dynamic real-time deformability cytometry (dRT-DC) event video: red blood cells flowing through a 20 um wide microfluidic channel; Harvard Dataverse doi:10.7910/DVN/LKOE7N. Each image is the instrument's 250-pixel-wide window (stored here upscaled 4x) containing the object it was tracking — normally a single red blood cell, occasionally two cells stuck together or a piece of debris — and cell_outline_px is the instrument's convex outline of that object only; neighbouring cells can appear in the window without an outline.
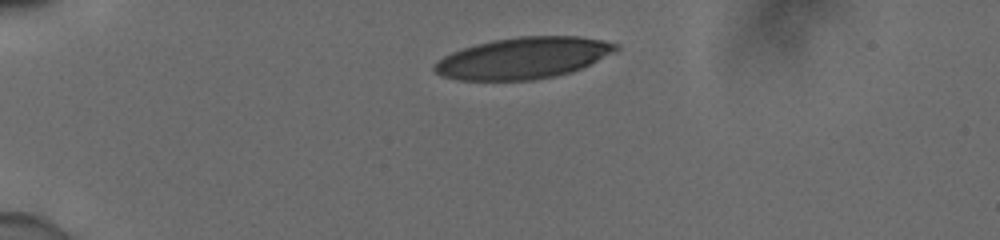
{"species": "human", "species_latin": "Homo sapiens", "temperature_condition": "cold", "stored_images_in_passage": 34, "camera_frame_rate_fps": 3000, "um_per_image_px": 0.085, "donor": {"sex": "male"}, "frame": {"image": 1, "passage_image": 1, "time_ms": 0.0, "image_size_px": [1000, 240], "cell_outline_px": [[620, 48], [572, 72], [556, 76], [532, 80], [460, 80], [444, 76], [436, 72], [432, 68], [444, 56], [452, 52], [476, 44], [496, 40], [520, 36], [576, 36], [600, 40], [616, 44]], "centroid_in_image_um": [44.45, 4.94], "position_along_channel_um": 40.5, "area_um2": 43.0}}
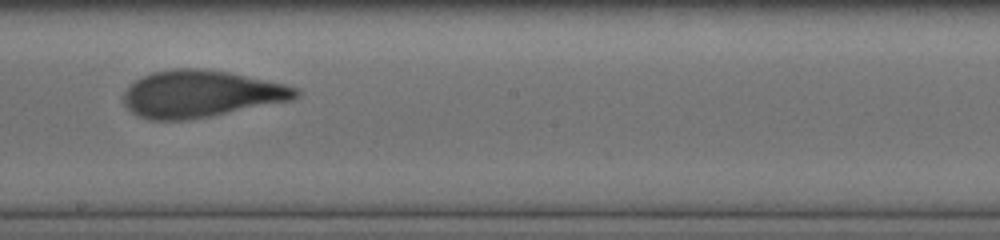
{"frame": {"image": 2, "passage_image": 20, "time_ms": 6.333, "image_size_px": [1000, 240], "cell_outline_px": [[300, 92], [292, 100], [212, 116], [188, 120], [148, 120], [132, 112], [124, 104], [124, 92], [136, 80], [152, 72], [172, 68], [200, 68], [228, 72], [284, 84], [296, 88]], "centroid_in_image_um": [17.06, 7.98], "position_along_channel_um": 231.1, "area_um2": 46.88}}
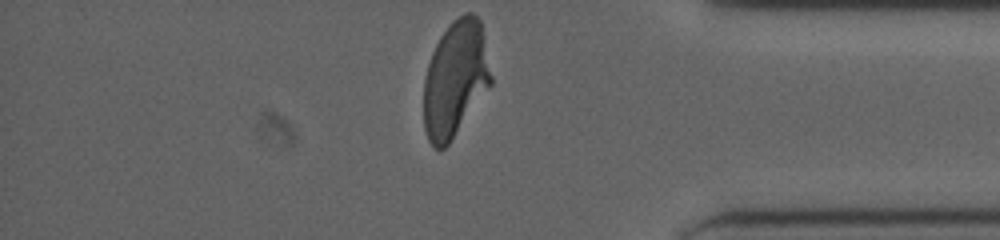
{"frame": {"image": 3, "passage_image": 34, "time_ms": 11.0, "image_size_px": [1000, 240], "cell_outline_px": [[492, 84], [448, 144], [444, 148], [436, 148], [428, 140], [424, 128], [424, 80], [428, 64], [432, 52], [440, 36], [452, 20], [464, 12], [472, 12], [480, 20], [492, 76]], "centroid_in_image_um": [38.7, 6.68], "position_along_channel_um": 396.5, "area_um2": 45.32}, "authors_computed_cell_mechanics": {"area_um2": 46.5001, "velocity_mm_per_s": 3.8896, "shape_relaxation_time_tau1_ms": 4.7696, "shape_relaxation_time_tau2_ms": 1.0754, "deformation_change_tau1": 0.2135, "deformation_change_tau2": 0.0897}}